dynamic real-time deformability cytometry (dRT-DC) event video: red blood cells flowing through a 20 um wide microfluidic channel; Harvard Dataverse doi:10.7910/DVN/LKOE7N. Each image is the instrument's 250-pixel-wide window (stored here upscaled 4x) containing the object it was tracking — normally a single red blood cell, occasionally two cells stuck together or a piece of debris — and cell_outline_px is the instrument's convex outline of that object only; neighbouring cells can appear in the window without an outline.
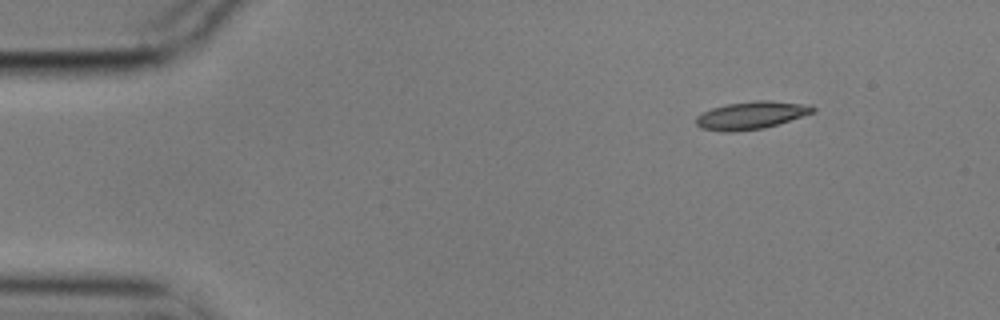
{"species": "common noctule bat (a hibernating species)", "species_latin": "Nyctalus noctula", "temperature_condition": "cold", "stored_images_in_passage": 2, "camera_frame_rate_fps": 3000, "um_per_image_px": 0.085, "animal": {"sex": "male", "body_mass_g": 17.9}, "frame": {"image": 1, "passage_image": 1, "time_ms": 0.0, "image_size_px": [1000, 320], "cell_outline_px": [[816, 112], [764, 128], [732, 132], [724, 132], [700, 128], [696, 124], [696, 116], [712, 108], [728, 104], [756, 100], [772, 100], [812, 104], [816, 108]], "centroid_in_image_um": [63.9, 9.79], "position_along_channel_um": 21.1, "area_um2": 19.02}}